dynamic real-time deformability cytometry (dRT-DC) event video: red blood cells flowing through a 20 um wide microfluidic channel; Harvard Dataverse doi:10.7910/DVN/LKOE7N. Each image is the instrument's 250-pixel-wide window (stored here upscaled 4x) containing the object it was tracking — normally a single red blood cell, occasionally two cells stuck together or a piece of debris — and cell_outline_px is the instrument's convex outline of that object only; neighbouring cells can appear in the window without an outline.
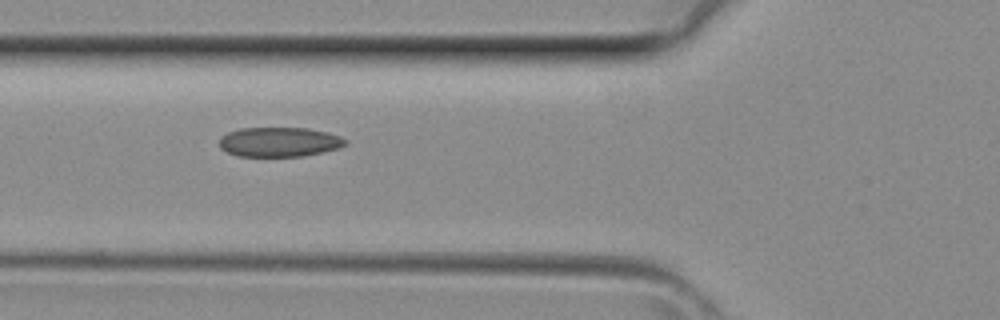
{"species": "common noctule bat (a hibernating species)", "species_latin": "Nyctalus noctula", "temperature_condition": "room temperature", "stored_images_in_passage": 4, "camera_frame_rate_fps": 3000, "um_per_image_px": 0.085, "animal": {"sex": "female", "body_mass_g": 29.2, "forearm_length_mm": 56.3}, "frame": {"image": 1, "passage_image": 4, "time_ms": 1.0, "image_size_px": [1000, 320], "cell_outline_px": [[348, 144], [340, 148], [324, 152], [304, 156], [236, 156], [220, 148], [220, 136], [228, 132], [240, 128], [308, 128], [328, 132], [340, 136], [348, 140]], "centroid_in_image_um": [23.78, 12.07], "position_along_channel_um": 102.0, "area_um2": 21.96}}